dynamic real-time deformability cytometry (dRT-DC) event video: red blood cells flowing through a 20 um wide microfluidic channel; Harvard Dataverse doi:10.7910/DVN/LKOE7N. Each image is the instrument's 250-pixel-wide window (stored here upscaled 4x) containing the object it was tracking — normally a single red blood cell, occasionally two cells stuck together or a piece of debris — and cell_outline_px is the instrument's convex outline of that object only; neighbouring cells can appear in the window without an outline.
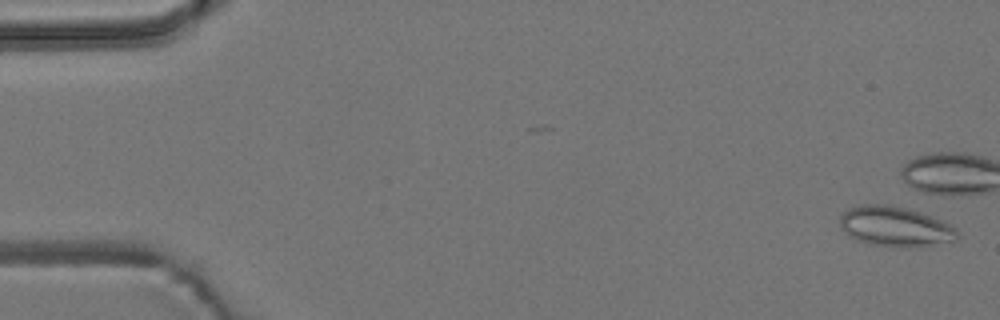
{"species": "common noctule bat (a hibernating species)", "species_latin": "Nyctalus noctula", "temperature_condition": "room temperature", "stored_images_in_passage": 6, "camera_frame_rate_fps": 3000, "um_per_image_px": 0.085, "animal": {"sex": "male", "body_mass_g": 19.2, "forearm_length_mm": 51.8}, "frame": {"image": 1, "passage_image": 2, "time_ms": 0.333, "image_size_px": [1000, 320], "cell_outline_px": [[960, 236], [956, 240], [908, 248], [896, 248], [868, 244], [856, 240], [848, 236], [840, 228], [840, 216], [848, 208], [860, 204], [888, 204], [920, 212], [940, 220], [956, 228]], "centroid_in_image_um": [76.04, 19.27], "position_along_channel_um": 9.0, "area_um2": 27.63}}